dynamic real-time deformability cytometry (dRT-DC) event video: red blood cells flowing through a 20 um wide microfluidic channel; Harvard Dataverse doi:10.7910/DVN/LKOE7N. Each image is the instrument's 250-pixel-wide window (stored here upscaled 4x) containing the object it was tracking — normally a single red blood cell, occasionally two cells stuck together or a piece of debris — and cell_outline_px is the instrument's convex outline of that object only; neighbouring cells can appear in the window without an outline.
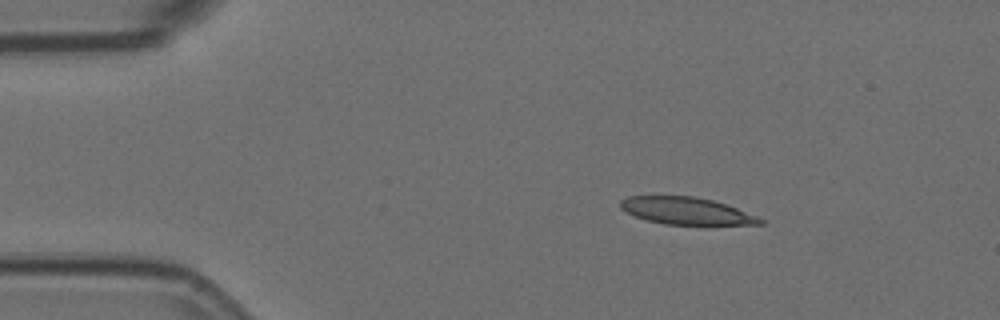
{"species": "Egyptian fruit bat (a non-hibernating species)", "species_latin": "Rousettus aegyptiacus", "temperature_condition": "room temperature", "stored_images_in_passage": 4, "camera_frame_rate_fps": 3000, "um_per_image_px": 0.085, "animal": {"sex": "female"}, "frame": {"image": 1, "passage_image": 2, "time_ms": 0.333, "image_size_px": [1000, 320], "cell_outline_px": [[764, 224], [704, 228], [664, 224], [648, 220], [636, 216], [620, 208], [620, 200], [628, 196], [696, 196], [712, 200], [736, 208], [756, 216], [764, 220]], "centroid_in_image_um": [58.44, 17.99], "position_along_channel_um": 26.6, "area_um2": 23.12}}
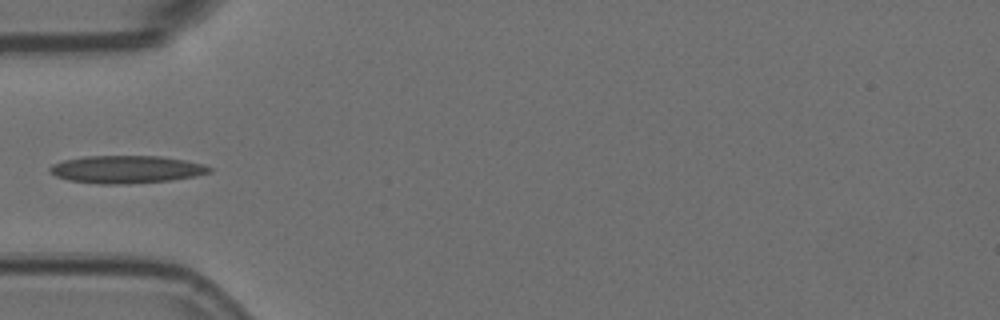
{"frame": {"image": 2, "passage_image": 4, "time_ms": 1.0, "image_size_px": [1000, 320], "cell_outline_px": [[212, 172], [196, 176], [172, 180], [128, 184], [100, 184], [68, 180], [56, 176], [48, 172], [48, 168], [52, 164], [64, 160], [84, 156], [160, 156], [184, 160], [204, 164], [212, 168]], "centroid_in_image_um": [10.74, 14.4], "position_along_channel_um": 74.3, "area_um2": 25.89}}